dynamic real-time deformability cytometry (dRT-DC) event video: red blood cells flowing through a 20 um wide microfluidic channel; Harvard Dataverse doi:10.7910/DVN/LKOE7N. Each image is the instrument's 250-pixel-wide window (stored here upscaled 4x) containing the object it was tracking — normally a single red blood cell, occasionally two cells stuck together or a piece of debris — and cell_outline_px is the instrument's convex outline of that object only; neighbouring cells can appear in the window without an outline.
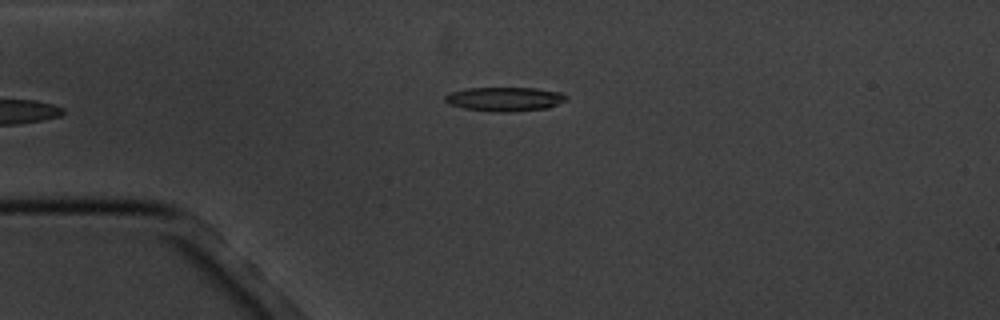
{"species": "common noctule bat (a hibernating species)", "species_latin": "Nyctalus noctula", "temperature_condition": "cold", "stored_images_in_passage": 6, "camera_frame_rate_fps": 3000, "um_per_image_px": 0.085, "animal": {"sex": "male", "body_mass_g": 20.1, "forearm_length_mm": 53.5}, "frame": {"image": 1, "passage_image": 6, "time_ms": 5.667, "image_size_px": [1000, 320], "cell_outline_px": [[568, 96], [564, 100], [548, 108], [508, 112], [496, 112], [464, 108], [448, 104], [444, 100], [444, 96], [448, 92], [468, 88], [536, 88], [560, 92]], "centroid_in_image_um": [42.85, 8.42], "position_along_channel_um": 42.2, "area_um2": 16.99}}